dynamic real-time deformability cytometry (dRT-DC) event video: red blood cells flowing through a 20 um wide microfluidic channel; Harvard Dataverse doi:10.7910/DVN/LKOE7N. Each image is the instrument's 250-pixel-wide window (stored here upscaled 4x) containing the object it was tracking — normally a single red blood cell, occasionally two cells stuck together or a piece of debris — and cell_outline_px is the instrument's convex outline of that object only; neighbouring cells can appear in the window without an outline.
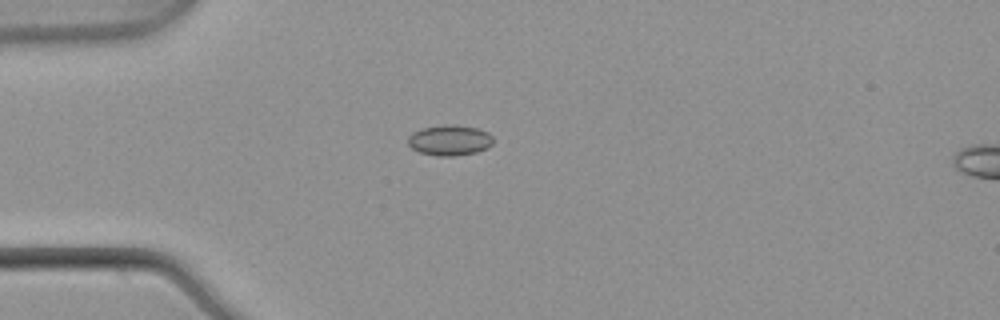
{"species": "common noctule bat (a hibernating species)", "species_latin": "Nyctalus noctula", "temperature_condition": "warm", "stored_images_in_passage": 41, "camera_frame_rate_fps": 3000, "um_per_image_px": 0.085, "animal": {"sex": "male", "body_mass_g": 21.5, "forearm_length_mm": 52.0}, "frame": {"image": 1, "passage_image": 1, "time_ms": 0.0, "image_size_px": [1000, 320], "cell_outline_px": [[492, 144], [488, 148], [476, 152], [452, 156], [436, 156], [420, 152], [412, 148], [408, 144], [408, 136], [412, 132], [424, 128], [448, 124], [452, 124], [476, 128], [488, 132], [492, 136]], "centroid_in_image_um": [38.22, 11.92], "position_along_channel_um": 46.8, "area_um2": 15.09}}
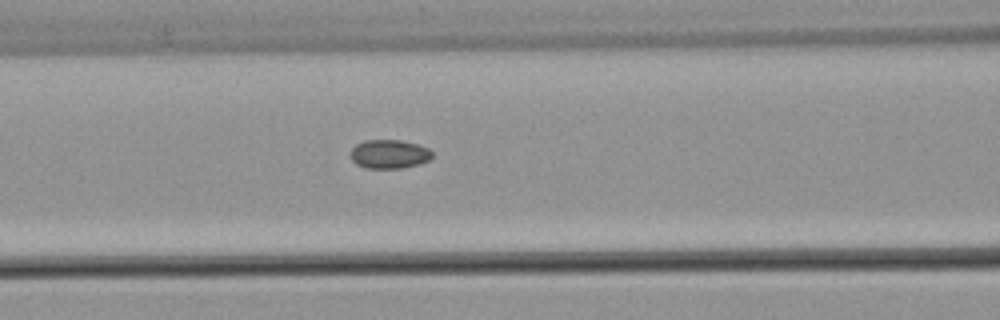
{"frame": {"image": 2, "passage_image": 9, "time_ms": 2.667, "image_size_px": [1000, 320], "cell_outline_px": [[432, 156], [428, 160], [420, 164], [400, 168], [368, 168], [356, 164], [352, 160], [348, 152], [356, 144], [364, 140], [400, 140], [420, 144], [428, 148], [432, 152]], "centroid_in_image_um": [33.07, 13.08], "position_along_channel_um": 133.5, "area_um2": 13.87}}
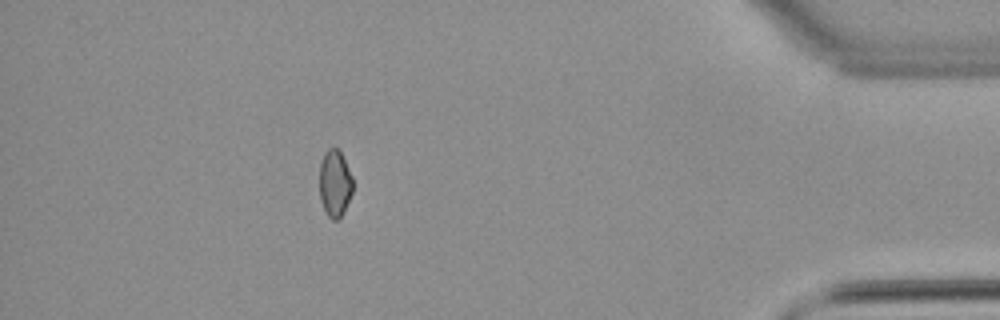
{"frame": {"image": 3, "passage_image": 34, "time_ms": 11.0, "image_size_px": [1000, 320], "cell_outline_px": [[352, 192], [344, 212], [336, 220], [332, 220], [328, 216], [320, 200], [320, 164], [324, 152], [328, 148], [336, 148], [340, 152], [352, 176]], "centroid_in_image_um": [28.45, 15.59], "position_along_channel_um": 406.7, "area_um2": 12.83}}